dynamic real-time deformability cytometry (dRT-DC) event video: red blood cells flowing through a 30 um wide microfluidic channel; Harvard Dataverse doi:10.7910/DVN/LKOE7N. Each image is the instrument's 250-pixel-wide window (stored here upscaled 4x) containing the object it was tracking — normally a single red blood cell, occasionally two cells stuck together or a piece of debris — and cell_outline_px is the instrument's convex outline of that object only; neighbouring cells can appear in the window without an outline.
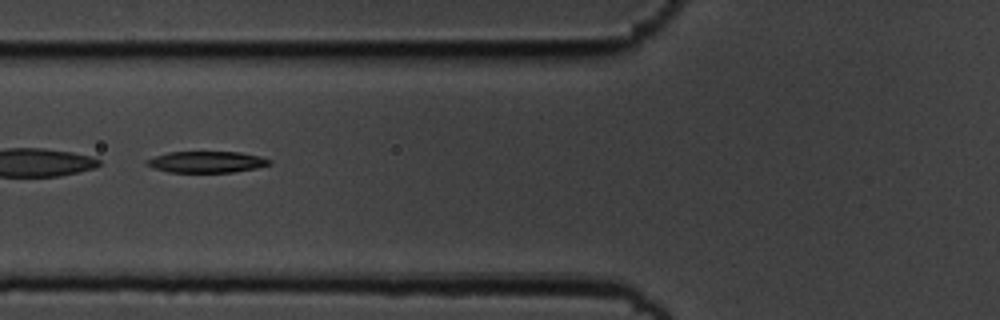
{"species": "common noctule bat (a hibernating species)", "species_latin": "Nyctalus noctula", "temperature_condition": "cold", "stored_images_in_passage": 40, "camera_frame_rate_fps": 3000, "um_per_image_px": 0.085, "animal": {"sex": "male", "body_mass_g": 19.5, "forearm_length_mm": 54.6}, "frame": {"image": 1, "passage_image": 7, "time_ms": 2.0, "image_size_px": [1000, 320], "cell_outline_px": [[272, 164], [256, 168], [232, 172], [168, 172], [152, 168], [144, 164], [144, 160], [168, 152], [240, 152], [260, 156], [272, 160]], "centroid_in_image_um": [17.54, 13.76], "position_along_channel_um": 108.3, "area_um2": 15.37}, "authors_computed_cell_mechanics": {"area_um2": 16.0684, "velocity_mm_per_s": 3.6491, "shape_relaxation_time_tau1_ms": 4.7623, "shape_relaxation_time_tau2_ms": null, "deformation_change_tau1": 0.1645, "deformation_change_tau2": null}}